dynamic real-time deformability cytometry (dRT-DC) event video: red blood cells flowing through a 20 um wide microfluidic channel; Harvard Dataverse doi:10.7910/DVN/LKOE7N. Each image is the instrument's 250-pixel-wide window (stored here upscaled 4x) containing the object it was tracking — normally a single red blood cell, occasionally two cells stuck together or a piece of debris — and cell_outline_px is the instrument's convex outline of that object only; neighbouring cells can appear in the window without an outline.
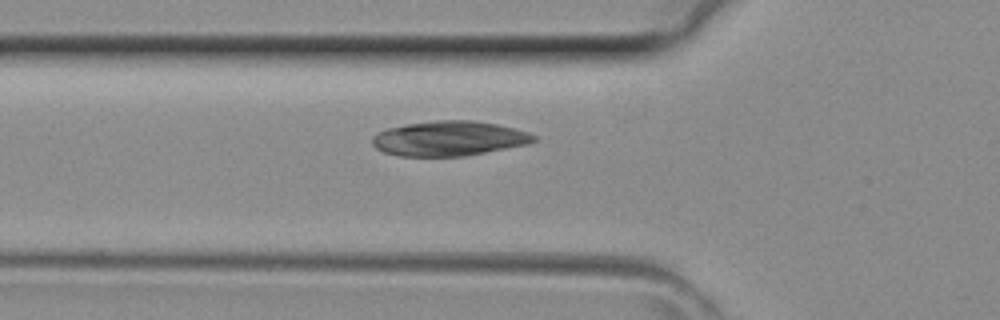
{"species": "common noctule bat (a hibernating species)", "species_latin": "Nyctalus noctula", "temperature_condition": "room temperature", "stored_images_in_passage": 25, "camera_frame_rate_fps": 3000, "um_per_image_px": 0.085, "animal": {"sex": "female", "body_mass_g": 29.2, "forearm_length_mm": 56.3}, "frame": {"image": 1, "passage_image": 2, "time_ms": 0.333, "image_size_px": [1000, 320], "cell_outline_px": [[536, 140], [528, 144], [464, 156], [400, 156], [384, 152], [376, 148], [372, 144], [372, 136], [388, 128], [408, 124], [436, 120], [476, 120], [516, 128], [528, 132], [536, 136]], "centroid_in_image_um": [38.18, 11.76], "position_along_channel_um": 87.6, "area_um2": 32.71}}
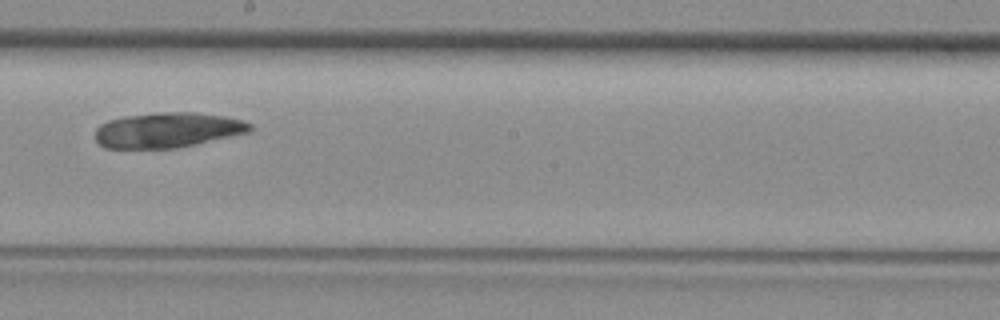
{"frame": {"image": 2, "passage_image": 11, "time_ms": 3.333, "image_size_px": [1000, 320], "cell_outline_px": [[252, 132], [176, 148], [104, 148], [96, 140], [96, 128], [100, 124], [108, 120], [124, 116], [160, 112], [196, 112], [224, 116], [244, 120], [252, 124]], "centroid_in_image_um": [14.27, 11.05], "position_along_channel_um": 233.9, "area_um2": 31.91}}
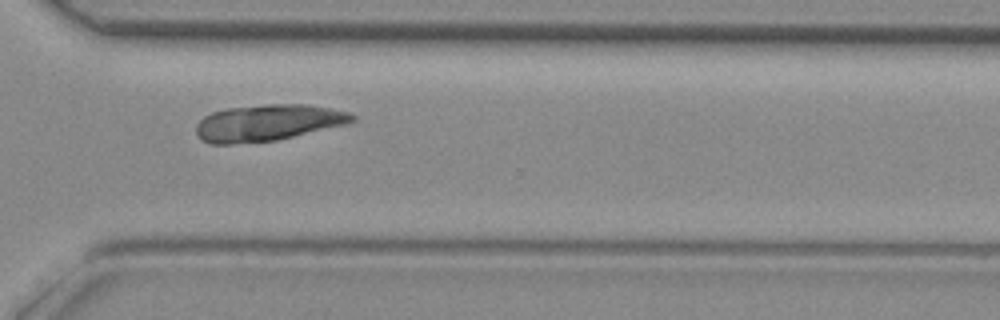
{"frame": {"image": 3, "passage_image": 18, "time_ms": 5.667, "image_size_px": [1000, 320], "cell_outline_px": [[356, 120], [344, 124], [276, 140], [232, 144], [212, 144], [204, 140], [196, 132], [196, 124], [204, 116], [212, 112], [224, 108], [268, 104], [304, 104], [352, 112], [356, 116]], "centroid_in_image_um": [22.75, 10.42], "position_along_channel_um": 347.9, "area_um2": 32.89}}